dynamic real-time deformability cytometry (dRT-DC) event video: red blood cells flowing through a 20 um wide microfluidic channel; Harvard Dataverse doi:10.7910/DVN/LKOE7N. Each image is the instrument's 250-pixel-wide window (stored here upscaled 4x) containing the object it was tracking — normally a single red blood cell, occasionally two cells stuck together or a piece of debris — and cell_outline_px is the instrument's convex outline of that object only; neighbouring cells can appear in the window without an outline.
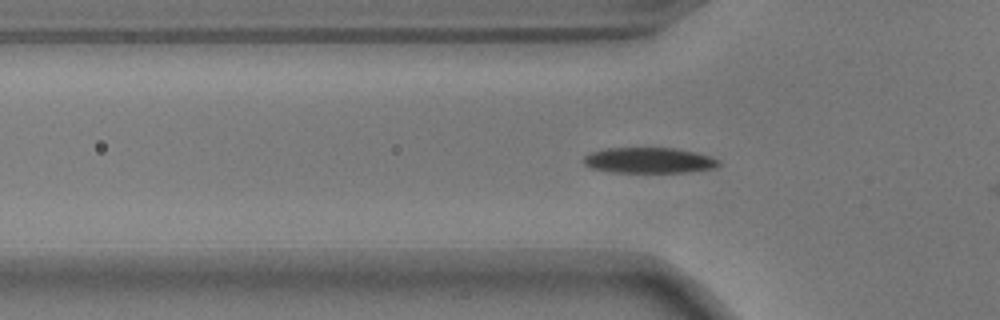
{"species": "common noctule bat (a hibernating species)", "species_latin": "Nyctalus noctula", "temperature_condition": "warm", "stored_images_in_passage": 15, "camera_frame_rate_fps": 3000, "um_per_image_px": 0.085, "animal": {"sex": "male", "body_mass_g": 17.9}, "frame": {"image": 1, "passage_image": 14, "time_ms": 4.333, "image_size_px": [1000, 320], "cell_outline_px": [[720, 164], [712, 168], [684, 172], [616, 172], [592, 168], [584, 164], [584, 156], [592, 152], [604, 148], [672, 148], [692, 152], [708, 156], [720, 160]], "centroid_in_image_um": [55.13, 13.63], "position_along_channel_um": 70.7, "area_um2": 19.77}}